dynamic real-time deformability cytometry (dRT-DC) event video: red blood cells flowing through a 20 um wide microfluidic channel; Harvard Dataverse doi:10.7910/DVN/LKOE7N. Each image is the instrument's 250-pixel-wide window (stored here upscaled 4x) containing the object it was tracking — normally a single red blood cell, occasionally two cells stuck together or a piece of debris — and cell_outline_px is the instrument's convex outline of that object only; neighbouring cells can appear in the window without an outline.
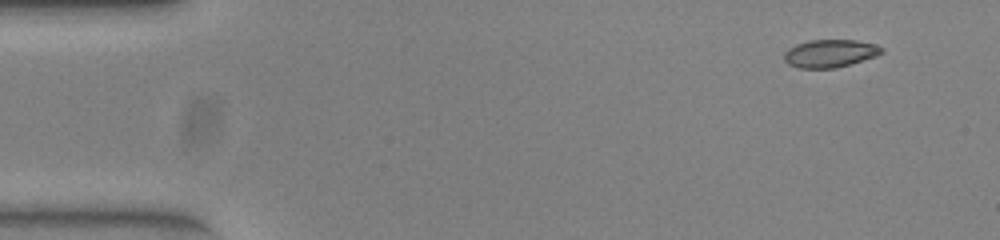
{"species": "common noctule bat (a hibernating species)", "species_latin": "Nyctalus noctula", "temperature_condition": "warm", "stored_images_in_passage": 49, "camera_frame_rate_fps": 3000, "um_per_image_px": 0.085, "animal": {"sex": "female", "body_mass_g": 23.0, "forearm_length_mm": 53.4}, "frame": {"image": 1, "passage_image": 1, "time_ms": 0.0, "image_size_px": [1000, 240], "cell_outline_px": [[884, 52], [876, 56], [836, 68], [800, 68], [788, 64], [784, 60], [784, 52], [788, 48], [796, 44], [808, 40], [856, 40], [872, 44], [884, 48]], "centroid_in_image_um": [70.53, 4.54], "position_along_channel_um": 14.5, "area_um2": 15.78}}
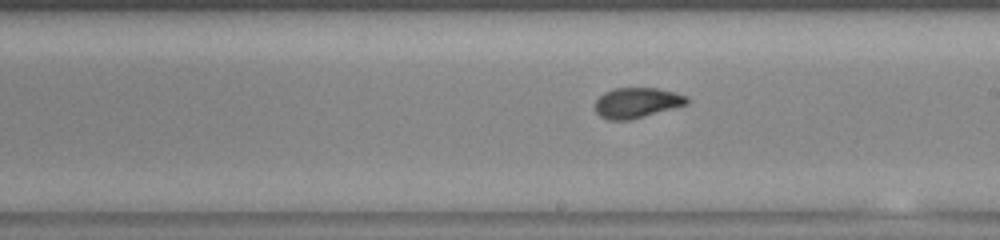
{"frame": {"image": 2, "passage_image": 26, "time_ms": 8.333, "image_size_px": [1000, 240], "cell_outline_px": [[688, 104], [632, 120], [608, 120], [600, 116], [596, 112], [596, 100], [604, 92], [616, 88], [656, 88], [676, 92], [688, 96]], "centroid_in_image_um": [54.15, 8.74], "position_along_channel_um": 234.8, "area_um2": 16.3}}
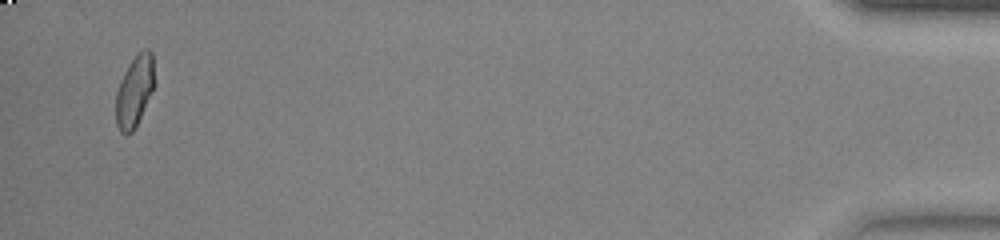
{"frame": {"image": 3, "passage_image": 47, "time_ms": 15.333, "image_size_px": [1000, 240], "cell_outline_px": [[152, 88], [140, 116], [132, 132], [120, 132], [116, 124], [116, 92], [120, 80], [128, 64], [144, 48], [148, 48], [152, 52]], "centroid_in_image_um": [11.38, 7.73], "position_along_channel_um": 423.8, "area_um2": 15.2}, "authors_computed_cell_mechanics": {"area_um2": 16.2418, "velocity_mm_per_s": 3.9742, "shape_relaxation_time_tau1_ms": 6.3262, "shape_relaxation_time_tau2_ms": 0.705, "deformation_change_tau1": 0.1956, "deformation_change_tau2": 0.0615}}